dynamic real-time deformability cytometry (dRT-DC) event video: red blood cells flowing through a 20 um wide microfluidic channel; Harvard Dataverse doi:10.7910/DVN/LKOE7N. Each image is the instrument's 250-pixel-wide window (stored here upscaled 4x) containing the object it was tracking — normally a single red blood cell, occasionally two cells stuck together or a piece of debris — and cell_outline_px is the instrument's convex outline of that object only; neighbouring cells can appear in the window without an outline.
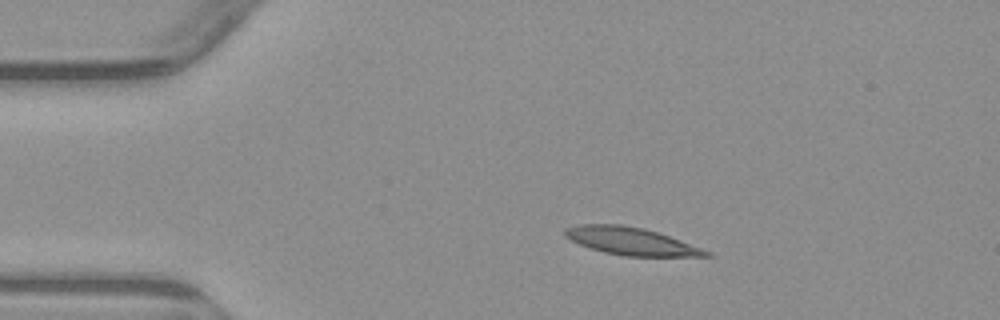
{"species": "common noctule bat (a hibernating species)", "species_latin": "Nyctalus noctula", "temperature_condition": "warm", "stored_images_in_passage": 4, "camera_frame_rate_fps": 3000, "um_per_image_px": 0.085, "animal": {"sex": "male", "body_mass_g": 23.1, "forearm_length_mm": 52.7}, "frame": {"image": 1, "passage_image": 2, "time_ms": 2.0, "image_size_px": [1000, 320], "cell_outline_px": [[712, 256], [624, 256], [604, 252], [588, 248], [564, 236], [564, 228], [580, 224], [620, 224], [644, 228], [680, 240], [712, 252]], "centroid_in_image_um": [53.61, 20.5], "position_along_channel_um": 31.4, "area_um2": 22.54}}
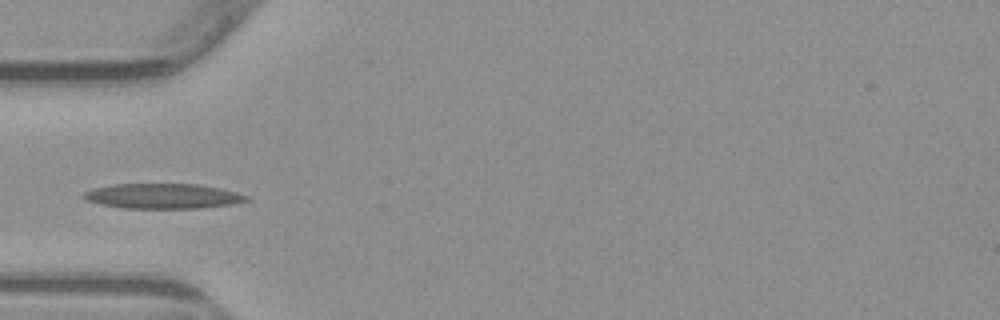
{"frame": {"image": 2, "passage_image": 4, "time_ms": 4.333, "image_size_px": [1000, 320], "cell_outline_px": [[252, 200], [232, 204], [200, 208], [124, 208], [100, 204], [88, 200], [80, 196], [84, 192], [92, 188], [112, 184], [196, 184], [220, 188], [236, 192], [248, 196]], "centroid_in_image_um": [13.84, 16.66], "position_along_channel_um": 71.2, "area_um2": 23.81}}